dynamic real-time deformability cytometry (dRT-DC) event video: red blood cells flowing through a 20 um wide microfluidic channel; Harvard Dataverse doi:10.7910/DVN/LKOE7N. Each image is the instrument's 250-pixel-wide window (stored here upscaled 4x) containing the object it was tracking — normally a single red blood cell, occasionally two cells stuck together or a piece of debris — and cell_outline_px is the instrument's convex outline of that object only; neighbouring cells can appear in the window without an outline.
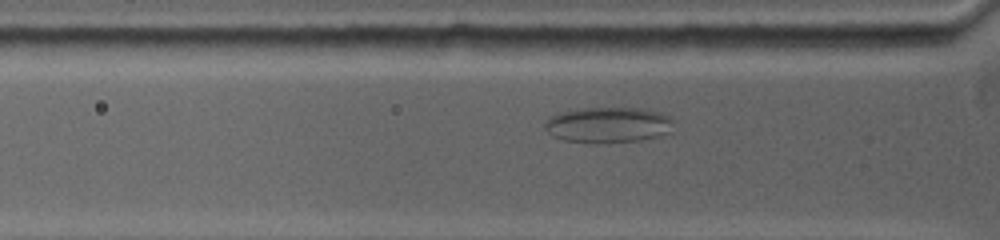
{"species": "common noctule bat (a hibernating species)", "species_latin": "Nyctalus noctula", "temperature_condition": "warm", "stored_images_in_passage": 44, "camera_frame_rate_fps": 5000, "um_per_image_px": 0.085, "animal": {"sex": "female", "body_mass_g": 19.0, "forearm_length_mm": 53.3}, "frame": {"image": 1, "passage_image": 13, "time_ms": 3.0, "image_size_px": [1000, 240], "cell_outline_px": [[672, 132], [660, 136], [640, 140], [596, 144], [592, 144], [564, 140], [552, 136], [544, 128], [544, 124], [548, 116], [556, 112], [584, 108], [644, 108], [664, 112], [672, 116]], "centroid_in_image_um": [51.7, 10.61], "position_along_channel_um": 74.1, "area_um2": 27.57}}
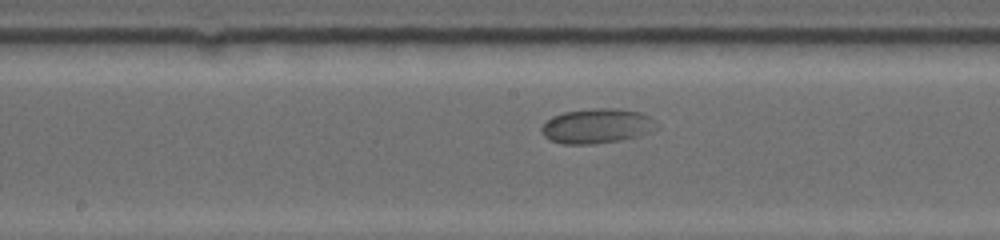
{"frame": {"image": 2, "passage_image": 23, "time_ms": 6.4, "image_size_px": [1000, 240], "cell_outline_px": [[660, 128], [652, 132], [640, 136], [620, 140], [592, 144], [564, 144], [548, 140], [540, 132], [540, 128], [552, 116], [564, 112], [588, 108], [620, 108], [640, 112], [656, 120]], "centroid_in_image_um": [50.77, 10.7], "position_along_channel_um": 197.4, "area_um2": 23.81}}
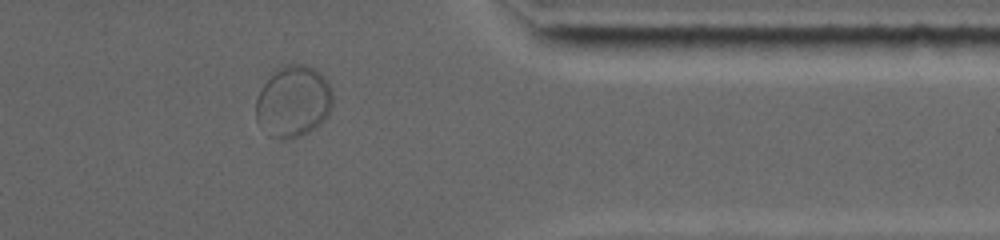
{"frame": {"image": 3, "passage_image": 39, "time_ms": 12.0, "image_size_px": [1000, 240], "cell_outline_px": [[332, 108], [328, 116], [324, 120], [308, 132], [300, 136], [284, 140], [280, 140], [272, 136], [256, 120], [256, 100], [260, 88], [276, 68], [284, 64], [300, 64], [312, 68], [320, 72], [324, 76], [332, 88]], "centroid_in_image_um": [24.94, 8.61], "position_along_channel_um": 386.5, "area_um2": 32.14}}